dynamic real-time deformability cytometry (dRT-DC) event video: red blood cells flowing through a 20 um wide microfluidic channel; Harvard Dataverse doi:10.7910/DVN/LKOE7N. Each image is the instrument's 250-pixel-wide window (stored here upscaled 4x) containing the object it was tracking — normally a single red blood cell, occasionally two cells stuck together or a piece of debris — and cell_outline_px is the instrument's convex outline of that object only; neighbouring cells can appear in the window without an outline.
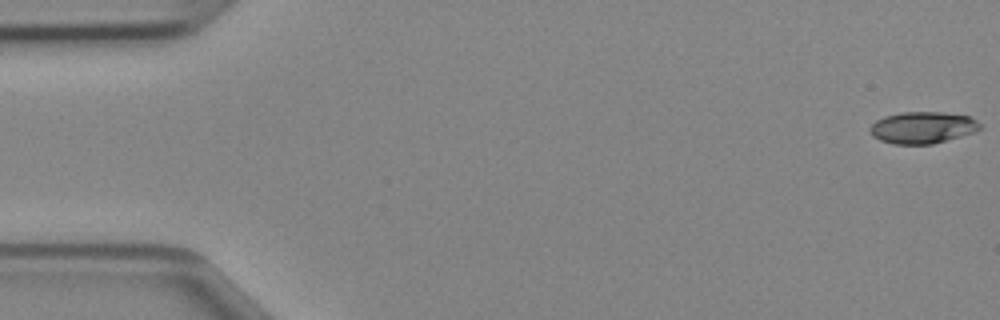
{"species": "Egyptian fruit bat (a non-hibernating species)", "species_latin": "Rousettus aegyptiacus", "temperature_condition": "cold", "stored_images_in_passage": 47, "camera_frame_rate_fps": 3000, "um_per_image_px": 0.085, "animal": {"sex": "female"}, "frame": {"image": 1, "passage_image": 1, "time_ms": 0.0, "image_size_px": [1000, 320], "cell_outline_px": [[980, 128], [976, 132], [932, 144], [892, 144], [880, 140], [872, 136], [868, 128], [876, 120], [884, 116], [900, 112], [944, 112], [968, 116], [976, 120], [980, 124]], "centroid_in_image_um": [78.39, 10.84], "position_along_channel_um": 6.6, "area_um2": 20.46}}
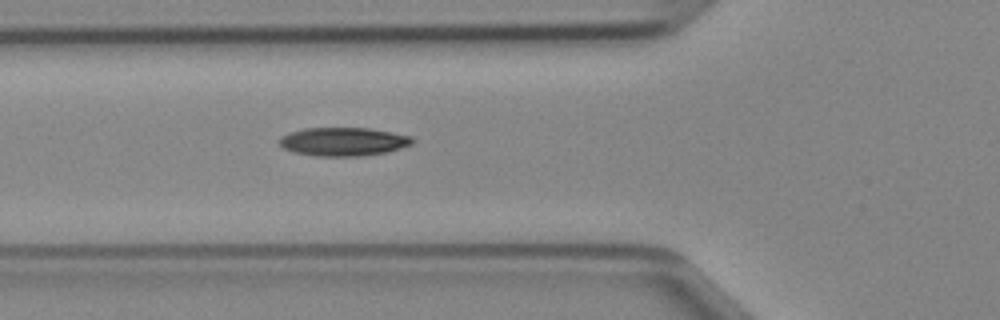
{"frame": {"image": 2, "passage_image": 17, "time_ms": 5.333, "image_size_px": [1000, 320], "cell_outline_px": [[416, 140], [412, 144], [388, 152], [364, 156], [316, 156], [292, 152], [284, 148], [276, 140], [280, 136], [288, 132], [304, 128], [368, 128], [392, 132], [412, 136]], "centroid_in_image_um": [29.17, 12.04], "position_along_channel_um": 96.6, "area_um2": 22.43}}
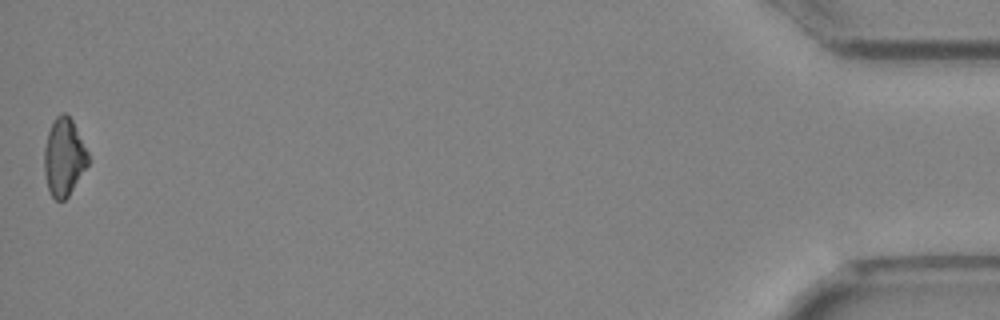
{"frame": {"image": 3, "passage_image": 47, "time_ms": 15.333, "image_size_px": [1000, 320], "cell_outline_px": [[92, 160], [68, 196], [64, 200], [56, 200], [52, 196], [48, 188], [44, 172], [44, 148], [48, 132], [52, 120], [60, 112], [64, 112], [72, 120]], "centroid_in_image_um": [5.45, 13.34], "position_along_channel_um": 429.8, "area_um2": 20.06}}